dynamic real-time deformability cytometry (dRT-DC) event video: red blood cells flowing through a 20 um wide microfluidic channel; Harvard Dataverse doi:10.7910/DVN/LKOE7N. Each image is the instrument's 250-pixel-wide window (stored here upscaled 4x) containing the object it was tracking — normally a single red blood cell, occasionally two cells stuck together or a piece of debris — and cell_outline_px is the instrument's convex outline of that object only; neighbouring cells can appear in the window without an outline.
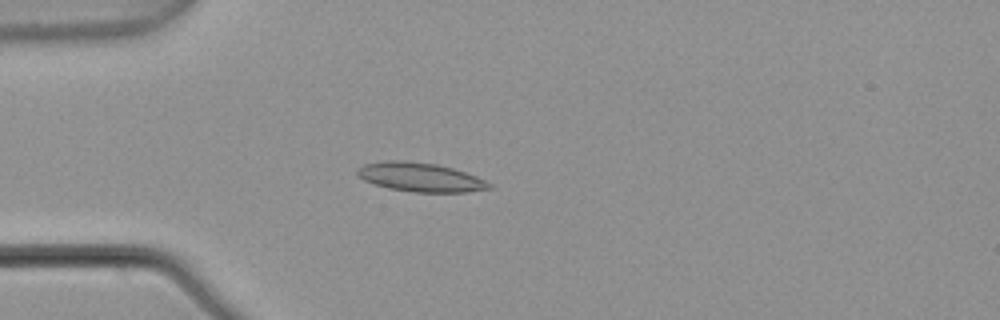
{"species": "common noctule bat (a hibernating species)", "species_latin": "Nyctalus noctula", "temperature_condition": "warm", "stored_images_in_passage": 4, "camera_frame_rate_fps": 3000, "um_per_image_px": 0.085, "animal": {"sex": "male", "body_mass_g": 21.5, "forearm_length_mm": 52.0}, "frame": {"image": 1, "passage_image": 4, "time_ms": 1.0, "image_size_px": [1000, 320], "cell_outline_px": [[496, 188], [468, 192], [412, 192], [388, 188], [364, 180], [356, 176], [356, 168], [364, 164], [384, 160], [404, 160], [436, 164], [452, 168], [476, 176], [492, 184]], "centroid_in_image_um": [35.72, 15.06], "position_along_channel_um": 49.3, "area_um2": 22.48}}